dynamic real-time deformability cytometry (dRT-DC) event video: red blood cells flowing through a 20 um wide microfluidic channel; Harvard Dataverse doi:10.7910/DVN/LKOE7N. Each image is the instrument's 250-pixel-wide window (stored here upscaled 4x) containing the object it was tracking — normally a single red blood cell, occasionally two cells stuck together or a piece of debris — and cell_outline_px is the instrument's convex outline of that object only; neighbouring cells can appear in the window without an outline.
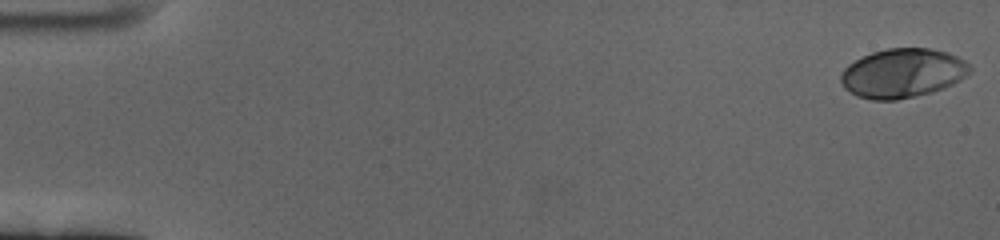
{"species": "human", "species_latin": "Homo sapiens", "temperature_condition": "cold", "stored_images_in_passage": 13, "camera_frame_rate_fps": 3000, "um_per_image_px": 0.085, "donor": {"sex": "female"}, "frame": {"image": 1, "passage_image": 1, "time_ms": 0.0, "image_size_px": [1000, 240], "cell_outline_px": [[972, 68], [968, 76], [944, 88], [932, 92], [896, 100], [872, 100], [856, 96], [844, 88], [840, 80], [840, 76], [844, 68], [848, 64], [872, 52], [888, 48], [928, 48], [948, 52], [964, 60]], "centroid_in_image_um": [76.72, 6.22], "position_along_channel_um": 8.3, "area_um2": 37.05}}